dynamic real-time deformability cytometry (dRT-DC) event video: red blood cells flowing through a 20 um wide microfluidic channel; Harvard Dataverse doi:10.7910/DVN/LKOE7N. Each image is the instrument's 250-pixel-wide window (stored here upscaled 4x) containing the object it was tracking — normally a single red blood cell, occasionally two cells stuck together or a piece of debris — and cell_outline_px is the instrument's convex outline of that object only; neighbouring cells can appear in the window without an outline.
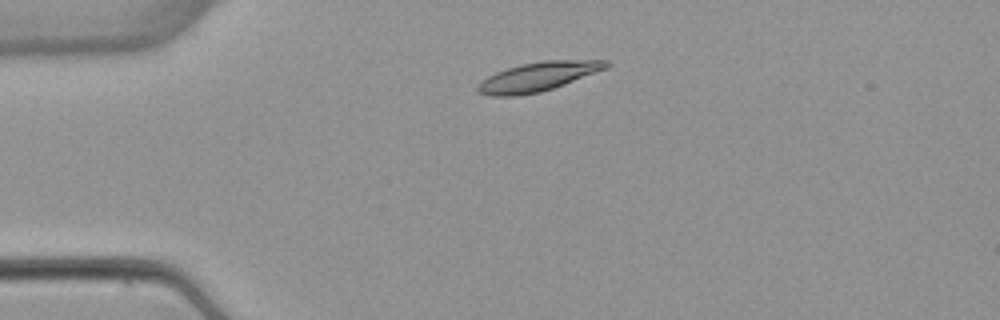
{"species": "common noctule bat (a hibernating species)", "species_latin": "Nyctalus noctula", "temperature_condition": "warm", "stored_images_in_passage": 2, "camera_frame_rate_fps": 3000, "um_per_image_px": 0.085, "animal": {"sex": "female", "body_mass_g": 22.7, "forearm_length_mm": 54.2}, "frame": {"image": 1, "passage_image": 1, "time_ms": 0.0, "image_size_px": [1000, 320], "cell_outline_px": [[612, 64], [608, 68], [564, 84], [540, 92], [516, 96], [492, 96], [476, 92], [476, 88], [480, 80], [496, 72], [520, 64], [544, 60], [608, 60]], "centroid_in_image_um": [45.72, 6.51], "position_along_channel_um": 39.3, "area_um2": 21.85}}